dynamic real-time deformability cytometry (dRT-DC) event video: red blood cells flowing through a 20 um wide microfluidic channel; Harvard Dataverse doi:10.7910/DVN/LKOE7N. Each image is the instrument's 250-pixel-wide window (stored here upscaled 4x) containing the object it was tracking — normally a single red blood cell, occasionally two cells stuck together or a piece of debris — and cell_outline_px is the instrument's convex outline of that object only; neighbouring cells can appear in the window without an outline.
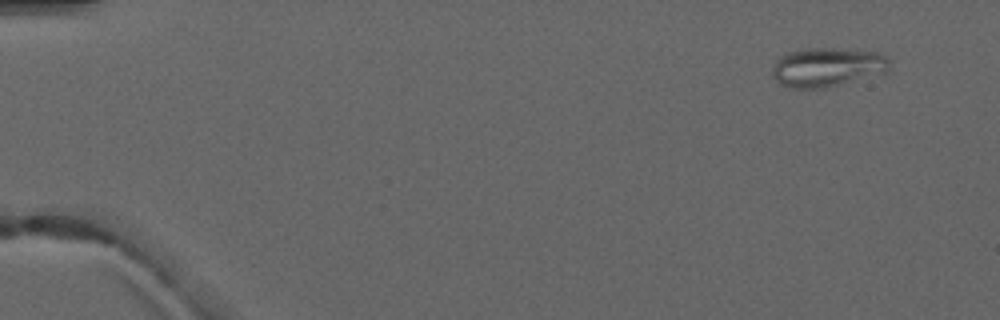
{"species": "common noctule bat (a hibernating species)", "species_latin": "Nyctalus noctula", "temperature_condition": "warm", "stored_images_in_passage": 4, "camera_frame_rate_fps": 3000, "um_per_image_px": 0.085, "animal": {"sex": "male", "forearm_length_mm": 52.5}, "frame": {"image": 1, "passage_image": 1, "time_ms": 0.0, "image_size_px": [1000, 320], "cell_outline_px": [[888, 72], [824, 88], [788, 88], [780, 84], [772, 76], [772, 64], [780, 56], [788, 52], [808, 48], [832, 48], [880, 52], [888, 60]], "centroid_in_image_um": [70.27, 5.71], "position_along_channel_um": 14.7, "area_um2": 26.76}}
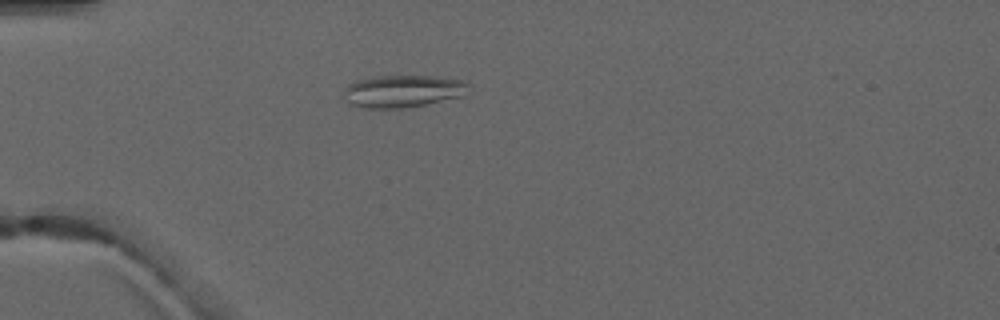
{"frame": {"image": 2, "passage_image": 4, "time_ms": 3.667, "image_size_px": [1000, 320], "cell_outline_px": [[472, 84], [464, 96], [404, 108], [364, 108], [352, 104], [348, 100], [344, 92], [344, 88], [348, 84], [360, 80], [380, 76], [432, 76], [468, 80]], "centroid_in_image_um": [34.34, 7.74], "position_along_channel_um": 50.7, "area_um2": 23.47}}